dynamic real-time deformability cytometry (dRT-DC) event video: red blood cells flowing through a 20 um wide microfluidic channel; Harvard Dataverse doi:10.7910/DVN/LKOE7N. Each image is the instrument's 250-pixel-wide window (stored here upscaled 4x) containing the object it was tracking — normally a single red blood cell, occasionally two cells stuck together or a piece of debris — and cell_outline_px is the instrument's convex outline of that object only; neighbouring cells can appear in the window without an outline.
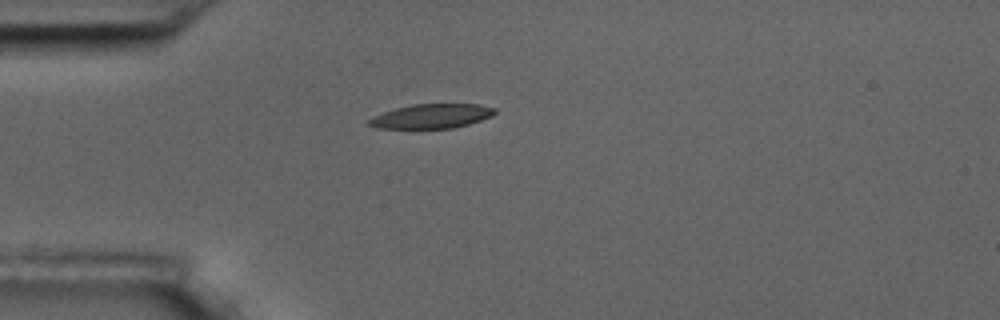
{"species": "common noctule bat (a hibernating species)", "species_latin": "Nyctalus noctula", "temperature_condition": "room temperature", "stored_images_in_passage": 5, "camera_frame_rate_fps": 3000, "um_per_image_px": 0.085, "animal": {"sex": "male", "body_mass_g": 17.5, "forearm_length_mm": 52.3}, "frame": {"image": 1, "passage_image": 5, "time_ms": 5.333, "image_size_px": [1000, 320], "cell_outline_px": [[496, 112], [492, 116], [468, 124], [452, 128], [380, 128], [368, 124], [368, 120], [384, 112], [396, 108], [412, 104], [480, 104], [496, 108]], "centroid_in_image_um": [36.74, 9.86], "position_along_channel_um": 48.3, "area_um2": 17.63}}